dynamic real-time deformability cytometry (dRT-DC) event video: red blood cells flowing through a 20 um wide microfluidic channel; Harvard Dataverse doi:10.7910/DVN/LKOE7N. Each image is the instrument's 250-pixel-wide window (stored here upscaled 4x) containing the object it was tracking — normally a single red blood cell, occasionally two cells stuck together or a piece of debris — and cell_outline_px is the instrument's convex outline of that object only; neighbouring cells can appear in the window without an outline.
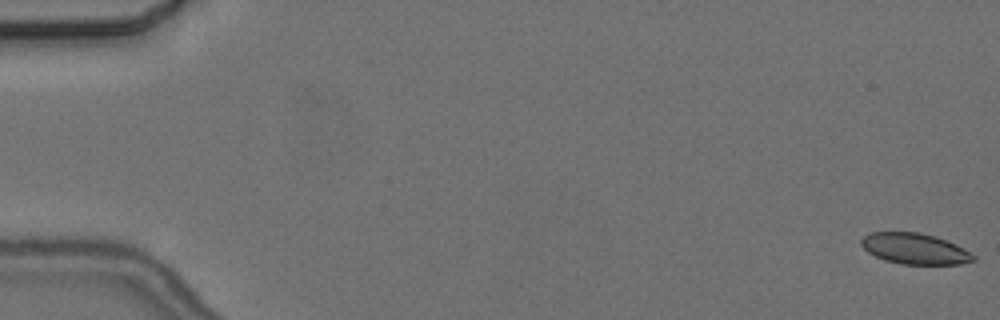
{"species": "common noctule bat (a hibernating species)", "species_latin": "Nyctalus noctula", "temperature_condition": "cold", "stored_images_in_passage": 3, "camera_frame_rate_fps": 3000, "um_per_image_px": 0.085, "animal": {"sex": "female", "body_mass_g": 24.6, "forearm_length_mm": 56.2}, "frame": {"image": 1, "passage_image": 1, "time_ms": 0.0, "image_size_px": [1000, 320], "cell_outline_px": [[976, 260], [960, 264], [900, 264], [884, 260], [868, 252], [860, 244], [860, 240], [864, 236], [872, 232], [920, 232], [936, 236], [956, 244], [964, 248], [976, 256]], "centroid_in_image_um": [77.77, 21.14], "position_along_channel_um": 7.2, "area_um2": 20.29}}